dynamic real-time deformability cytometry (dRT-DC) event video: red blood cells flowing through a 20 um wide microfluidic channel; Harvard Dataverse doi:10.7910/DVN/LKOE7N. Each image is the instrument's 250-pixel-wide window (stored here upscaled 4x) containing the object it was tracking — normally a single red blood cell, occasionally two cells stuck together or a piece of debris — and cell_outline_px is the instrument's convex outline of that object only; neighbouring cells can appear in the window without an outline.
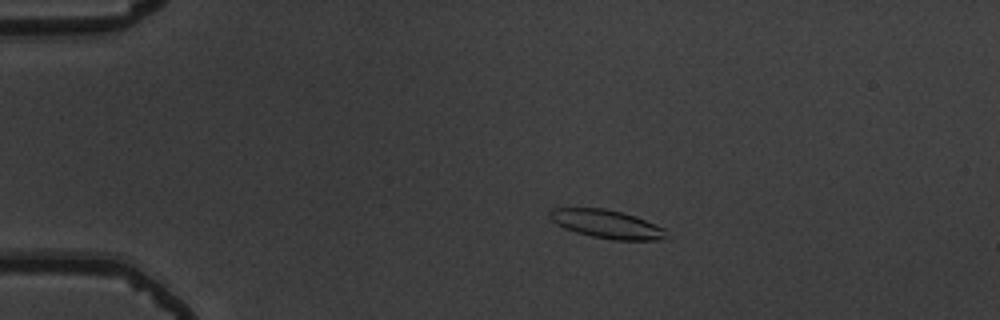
{"species": "common noctule bat (a hibernating species)", "species_latin": "Nyctalus noctula", "temperature_condition": "warm", "stored_images_in_passage": 56, "camera_frame_rate_fps": 3000, "um_per_image_px": 0.085, "animal": {"sex": "male", "body_mass_g": 19.5, "forearm_length_mm": 54.6}, "frame": {"image": 1, "passage_image": 12, "time_ms": 3.667, "image_size_px": [1000, 320], "cell_outline_px": [[668, 240], [612, 240], [592, 236], [576, 232], [564, 228], [556, 224], [548, 216], [548, 212], [552, 208], [604, 208], [636, 216], [664, 228]], "centroid_in_image_um": [51.58, 19.05], "position_along_channel_um": 33.4, "area_um2": 19.36}}
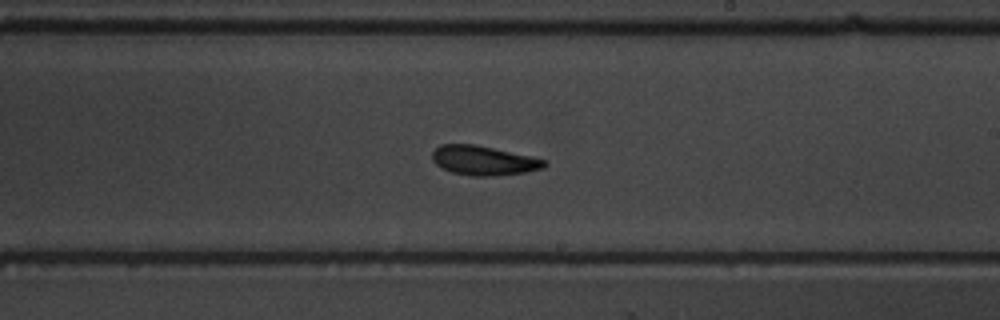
{"frame": {"image": 2, "passage_image": 34, "time_ms": 11.0, "image_size_px": [1000, 320], "cell_outline_px": [[548, 164], [544, 168], [524, 172], [492, 176], [472, 176], [452, 172], [440, 168], [432, 160], [432, 152], [440, 144], [472, 144], [532, 156], [548, 160]], "centroid_in_image_um": [41.11, 13.64], "position_along_channel_um": 247.9, "area_um2": 19.25}}
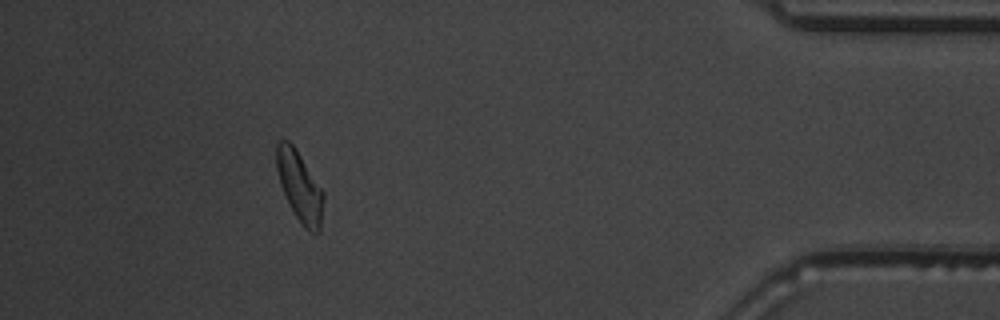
{"frame": {"image": 3, "passage_image": 51, "time_ms": 16.667, "image_size_px": [1000, 320], "cell_outline_px": [[324, 200], [320, 228], [316, 232], [308, 232], [304, 228], [296, 216], [280, 184], [276, 168], [276, 144], [280, 140], [288, 140], [292, 144], [324, 192]], "centroid_in_image_um": [25.47, 15.85], "position_along_channel_um": 409.7, "area_um2": 18.79}, "authors_computed_cell_mechanics": {"area_um2": 19.3052, "velocity_mm_per_s": 3.7072, "shape_relaxation_time_tau1_ms": 2.9983, "shape_relaxation_time_tau2_ms": null, "deformation_change_tau1": 0.1306, "deformation_change_tau2": null}}